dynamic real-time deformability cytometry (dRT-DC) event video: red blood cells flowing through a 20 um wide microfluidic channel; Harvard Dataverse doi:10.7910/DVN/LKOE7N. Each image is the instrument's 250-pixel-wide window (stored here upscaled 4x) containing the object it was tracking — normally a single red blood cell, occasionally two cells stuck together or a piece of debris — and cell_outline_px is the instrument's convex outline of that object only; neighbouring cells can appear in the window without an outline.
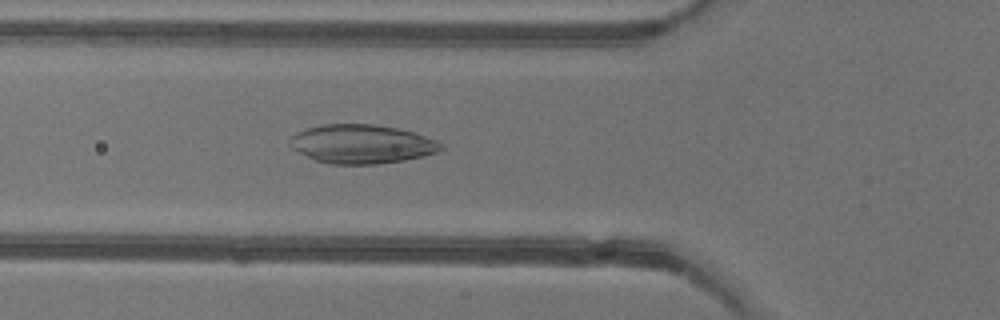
{"species": "common noctule bat (a hibernating species)", "species_latin": "Nyctalus noctula", "temperature_condition": "warm", "stored_images_in_passage": 51, "camera_frame_rate_fps": 3000, "um_per_image_px": 0.085, "animal": {"sex": "female"}, "frame": {"image": 1, "passage_image": 18, "time_ms": 5.667, "image_size_px": [1000, 320], "cell_outline_px": [[444, 148], [436, 152], [424, 156], [404, 160], [376, 164], [328, 164], [316, 160], [292, 148], [288, 144], [288, 140], [296, 132], [308, 128], [324, 124], [372, 124], [400, 128], [416, 132], [436, 140], [444, 144]], "centroid_in_image_um": [30.77, 12.23], "position_along_channel_um": 95.0, "area_um2": 34.39}}
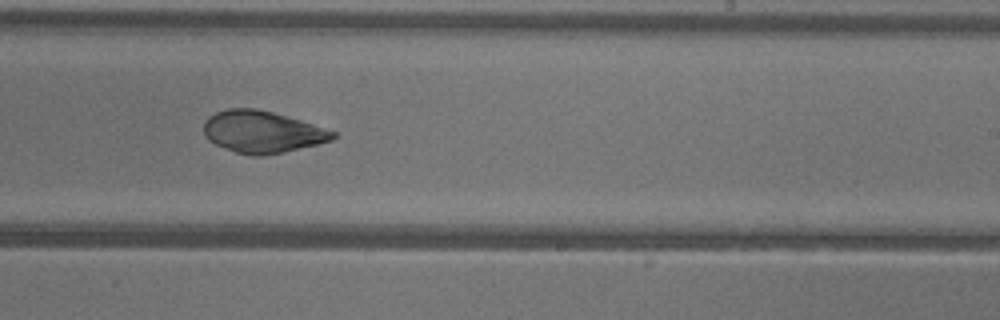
{"frame": {"image": 2, "passage_image": 31, "time_ms": 10.0, "image_size_px": [1000, 320], "cell_outline_px": [[336, 136], [332, 140], [320, 144], [284, 152], [260, 156], [248, 156], [236, 152], [216, 144], [208, 140], [204, 136], [204, 120], [208, 116], [216, 112], [228, 108], [256, 108], [272, 112], [312, 124], [336, 132]], "centroid_in_image_um": [22.26, 11.21], "position_along_channel_um": 266.7, "area_um2": 31.56}}
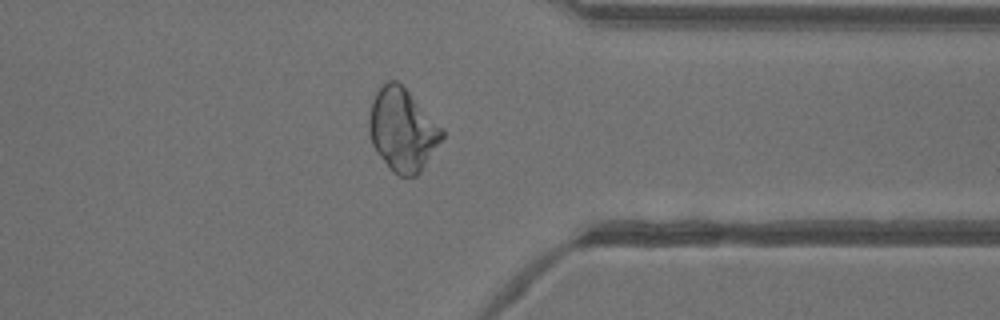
{"frame": {"image": 3, "passage_image": 40, "time_ms": 13.0, "image_size_px": [1000, 320], "cell_outline_px": [[444, 136], [420, 172], [416, 176], [400, 176], [392, 172], [376, 152], [372, 144], [368, 132], [368, 116], [372, 100], [376, 92], [388, 80], [396, 80], [444, 128]], "centroid_in_image_um": [34.19, 11.05], "position_along_channel_um": 377.2, "area_um2": 35.08}}